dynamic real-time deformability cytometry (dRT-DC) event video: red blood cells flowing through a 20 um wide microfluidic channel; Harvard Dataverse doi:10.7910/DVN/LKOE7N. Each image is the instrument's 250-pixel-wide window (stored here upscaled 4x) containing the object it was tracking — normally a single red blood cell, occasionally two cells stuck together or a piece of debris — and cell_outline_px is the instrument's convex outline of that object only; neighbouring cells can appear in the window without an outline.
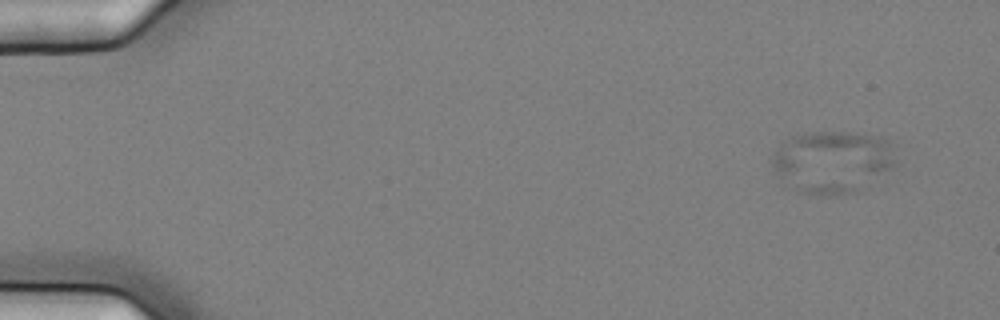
{"species": "common noctule bat (a hibernating species)", "species_latin": "Nyctalus noctula", "temperature_condition": "cold", "stored_images_in_passage": 6, "camera_frame_rate_fps": 3000, "um_per_image_px": 0.085, "animal": {"sex": "female", "body_mass_g": 25.1}, "frame": {"image": 1, "passage_image": 2, "time_ms": 0.333, "image_size_px": [1000, 320], "cell_outline_px": [[896, 168], [864, 192], [824, 196], [820, 196], [800, 192], [784, 188], [772, 168], [768, 160], [772, 152], [784, 140], [792, 136], [812, 132], [848, 132], [880, 136], [896, 144]], "centroid_in_image_um": [70.79, 13.8], "position_along_channel_um": 14.2, "area_um2": 47.51}}